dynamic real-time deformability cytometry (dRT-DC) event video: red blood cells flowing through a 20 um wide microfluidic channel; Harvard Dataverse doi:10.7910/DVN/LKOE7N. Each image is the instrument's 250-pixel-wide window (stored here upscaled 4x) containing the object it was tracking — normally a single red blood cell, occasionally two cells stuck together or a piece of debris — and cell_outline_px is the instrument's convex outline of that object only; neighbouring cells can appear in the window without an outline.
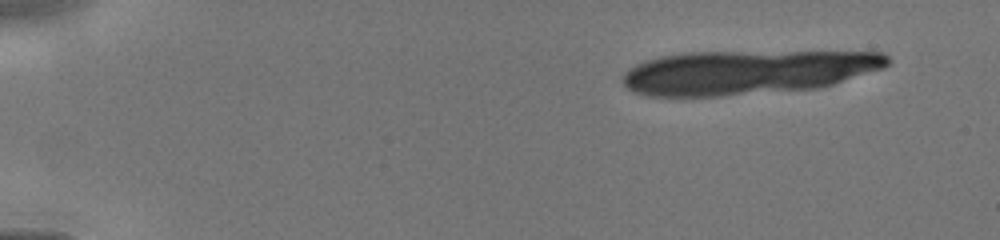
{"species": "human", "species_latin": "Homo sapiens", "temperature_condition": "cold", "stored_images_in_passage": 6, "camera_frame_rate_fps": 3000, "um_per_image_px": 0.085, "donor": {"sex": "male"}, "frame": {"image": 1, "passage_image": 1, "time_ms": 0.0, "image_size_px": [1000, 240], "cell_outline_px": [[892, 60], [884, 68], [820, 88], [720, 96], [648, 96], [632, 92], [620, 80], [624, 72], [628, 68], [644, 60], [660, 56], [684, 52], [884, 52]], "centroid_in_image_um": [63.47, 6.13], "position_along_channel_um": 21.5, "area_um2": 68.44}}